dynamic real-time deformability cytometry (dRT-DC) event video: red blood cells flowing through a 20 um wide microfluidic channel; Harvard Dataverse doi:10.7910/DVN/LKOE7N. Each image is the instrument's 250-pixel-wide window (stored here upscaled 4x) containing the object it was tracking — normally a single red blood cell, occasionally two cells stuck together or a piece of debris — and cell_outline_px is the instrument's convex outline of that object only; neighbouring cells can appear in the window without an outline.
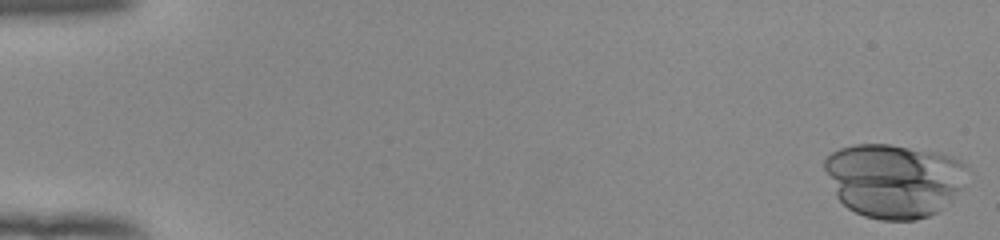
{"species": "human", "species_latin": "Homo sapiens", "temperature_condition": "room temperature", "stored_images_in_passage": 48, "camera_frame_rate_fps": 3000, "um_per_image_px": 0.085, "donor": {"sex": "female"}, "frame": {"image": 1, "passage_image": 1, "time_ms": 0.0, "image_size_px": [1000, 240], "cell_outline_px": [[964, 164], [960, 188], [952, 200], [936, 212], [928, 216], [916, 220], [880, 220], [864, 216], [848, 208], [836, 196], [824, 168], [824, 160], [832, 152], [840, 148], [856, 144], [888, 144], [936, 152], [960, 160]], "centroid_in_image_um": [75.92, 15.34], "position_along_channel_um": 9.1, "area_um2": 60.69}}
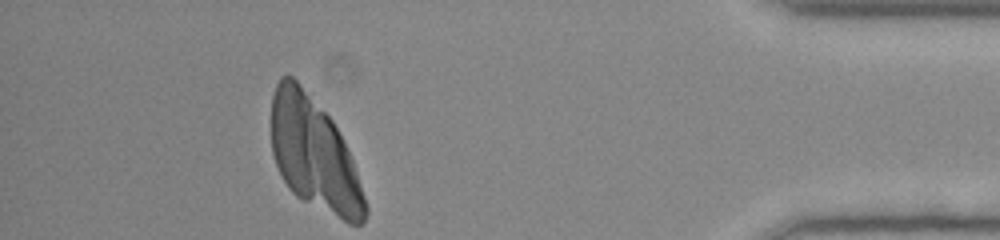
{"frame": {"image": 2, "passage_image": 48, "time_ms": 15.667, "image_size_px": [1000, 240], "cell_outline_px": [[368, 212], [364, 220], [360, 224], [348, 224], [296, 196], [288, 188], [276, 164], [272, 152], [272, 96], [276, 84], [280, 76], [292, 76], [296, 80], [332, 120], [352, 160], [368, 208]], "centroid_in_image_um": [26.69, 13.14], "position_along_channel_um": 408.5, "area_um2": 60.63}}